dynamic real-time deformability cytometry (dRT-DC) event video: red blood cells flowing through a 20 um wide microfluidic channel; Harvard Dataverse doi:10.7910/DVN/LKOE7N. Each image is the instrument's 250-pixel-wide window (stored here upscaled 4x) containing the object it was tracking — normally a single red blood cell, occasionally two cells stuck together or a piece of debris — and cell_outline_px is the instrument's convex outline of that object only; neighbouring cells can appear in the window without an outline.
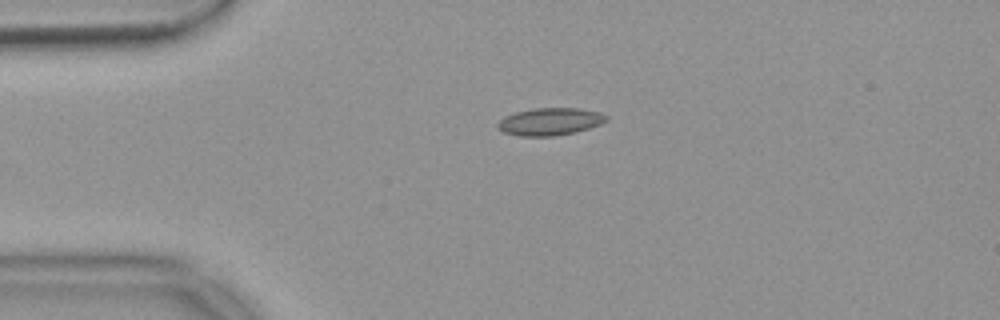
{"species": "common noctule bat (a hibernating species)", "species_latin": "Nyctalus noctula", "temperature_condition": "warm", "stored_images_in_passage": 8, "camera_frame_rate_fps": 3000, "um_per_image_px": 0.085, "animal": {"sex": "female", "body_mass_g": 18.4}, "frame": {"image": 1, "passage_image": 1, "time_ms": 0.0, "image_size_px": [1000, 320], "cell_outline_px": [[608, 120], [600, 124], [576, 132], [556, 136], [520, 136], [504, 132], [496, 124], [504, 116], [516, 112], [532, 108], [580, 108], [600, 112], [608, 116]], "centroid_in_image_um": [46.77, 10.33], "position_along_channel_um": 38.2, "area_um2": 17.4}}